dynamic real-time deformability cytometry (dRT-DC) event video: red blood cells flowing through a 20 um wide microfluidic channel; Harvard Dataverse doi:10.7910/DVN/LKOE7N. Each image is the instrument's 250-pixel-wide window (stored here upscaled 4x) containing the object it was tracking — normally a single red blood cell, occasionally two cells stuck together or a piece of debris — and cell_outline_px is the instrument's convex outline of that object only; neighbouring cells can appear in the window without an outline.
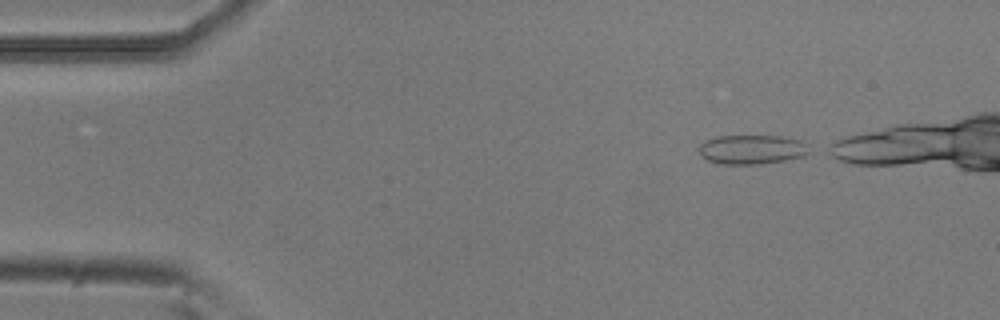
{"species": "common noctule bat (a hibernating species)", "species_latin": "Nyctalus noctula", "temperature_condition": "room temperature", "stored_images_in_passage": 6, "camera_frame_rate_fps": 3000, "um_per_image_px": 0.085, "animal": {"sex": "male", "body_mass_g": 20.5, "forearm_length_mm": 52.5}, "frame": {"image": 1, "passage_image": 1, "time_ms": 0.0, "image_size_px": [1000, 320], "cell_outline_px": [[812, 152], [804, 156], [784, 160], [760, 164], [720, 164], [708, 160], [700, 156], [700, 144], [704, 140], [716, 136], [780, 136], [800, 140]], "centroid_in_image_um": [63.89, 12.71], "position_along_channel_um": 21.1, "area_um2": 18.84}}
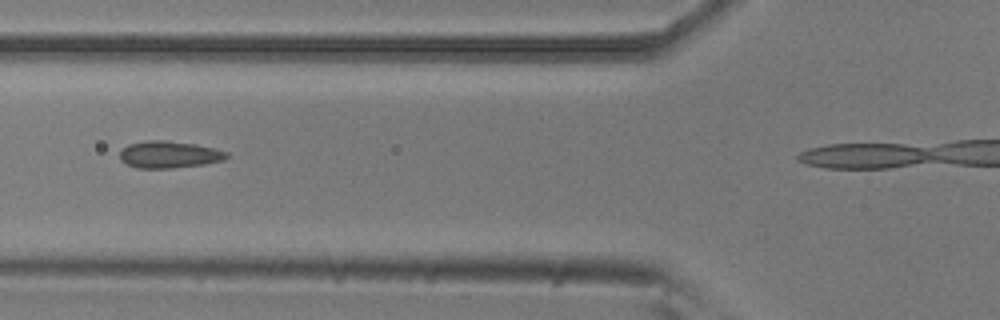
{"frame": {"image": 2, "passage_image": 4, "time_ms": 1.0, "image_size_px": [1000, 320], "cell_outline_px": [[228, 156], [224, 160], [204, 164], [172, 168], [136, 168], [120, 160], [120, 152], [128, 144], [144, 140], [164, 140], [196, 144], [216, 148], [228, 152]], "centroid_in_image_um": [14.39, 13.13], "position_along_channel_um": 111.4, "area_um2": 16.88}}
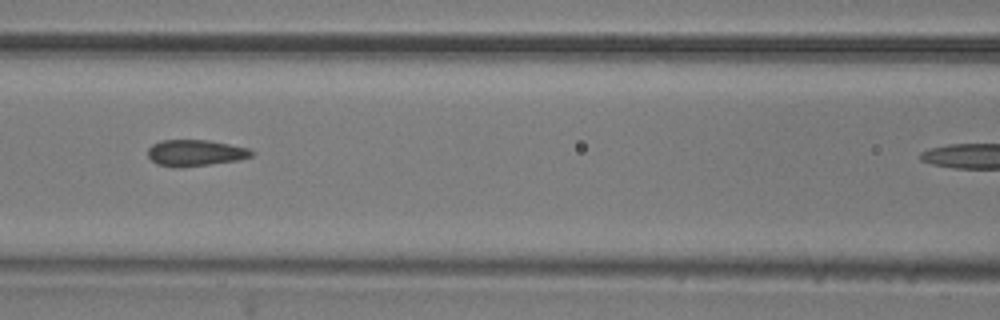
{"frame": {"image": 3, "passage_image": 5, "time_ms": 1.333, "image_size_px": [1000, 320], "cell_outline_px": [[256, 152], [252, 156], [240, 160], [180, 168], [176, 168], [156, 164], [148, 156], [148, 148], [152, 144], [160, 140], [208, 140], [248, 148]], "centroid_in_image_um": [16.6, 13.0], "position_along_channel_um": 150.0, "area_um2": 16.07}}